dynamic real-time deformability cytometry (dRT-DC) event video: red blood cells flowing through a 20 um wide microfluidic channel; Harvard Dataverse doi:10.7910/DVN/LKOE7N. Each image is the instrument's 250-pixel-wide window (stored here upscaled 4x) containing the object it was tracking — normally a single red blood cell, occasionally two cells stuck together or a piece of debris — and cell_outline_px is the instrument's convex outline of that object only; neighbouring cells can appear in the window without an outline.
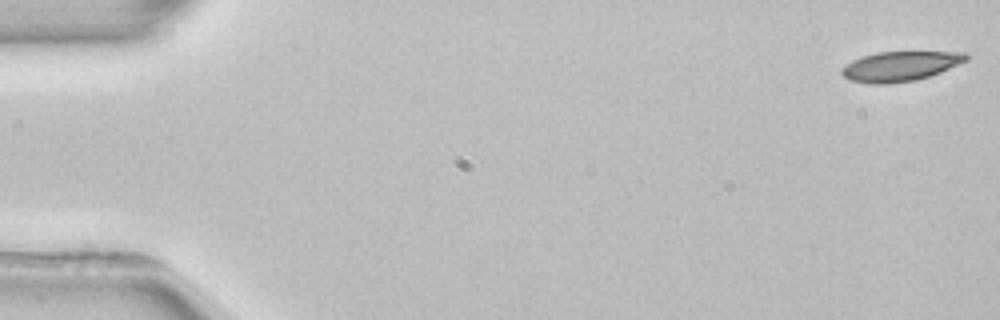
{"species": "common noctule bat (a hibernating species)", "species_latin": "Nyctalus noctula", "temperature_condition": "room temperature", "stored_images_in_passage": 4, "camera_frame_rate_fps": 3000, "um_per_image_px": 0.085, "animal": {"sex": "female", "body_mass_g": 22.7, "forearm_length_mm": 54.2}, "frame": {"image": 1, "passage_image": 1, "time_ms": 0.0, "image_size_px": [1000, 320], "cell_outline_px": [[968, 60], [940, 72], [916, 80], [888, 84], [872, 84], [848, 80], [840, 72], [852, 60], [876, 52], [964, 52], [968, 56]], "centroid_in_image_um": [76.51, 5.64], "position_along_channel_um": 8.5, "area_um2": 21.39}}
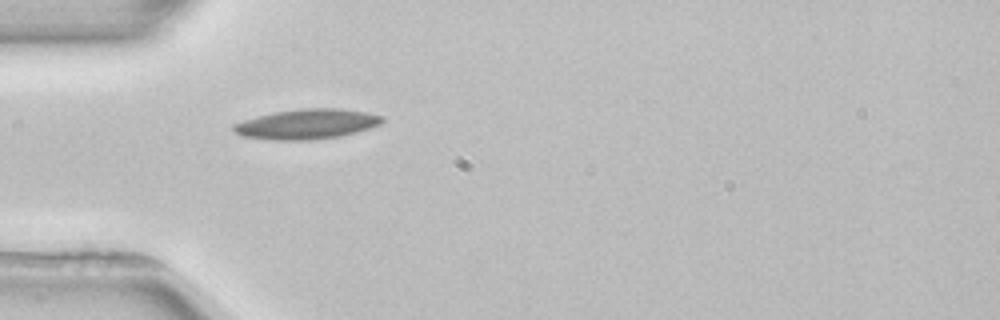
{"frame": {"image": 2, "passage_image": 4, "time_ms": 5.0, "image_size_px": [1000, 320], "cell_outline_px": [[384, 120], [380, 124], [356, 132], [340, 136], [312, 140], [272, 140], [240, 136], [232, 132], [232, 124], [256, 116], [276, 112], [300, 108], [340, 108], [368, 112], [384, 116]], "centroid_in_image_um": [26.05, 10.54], "position_along_channel_um": 58.9, "area_um2": 26.24}}